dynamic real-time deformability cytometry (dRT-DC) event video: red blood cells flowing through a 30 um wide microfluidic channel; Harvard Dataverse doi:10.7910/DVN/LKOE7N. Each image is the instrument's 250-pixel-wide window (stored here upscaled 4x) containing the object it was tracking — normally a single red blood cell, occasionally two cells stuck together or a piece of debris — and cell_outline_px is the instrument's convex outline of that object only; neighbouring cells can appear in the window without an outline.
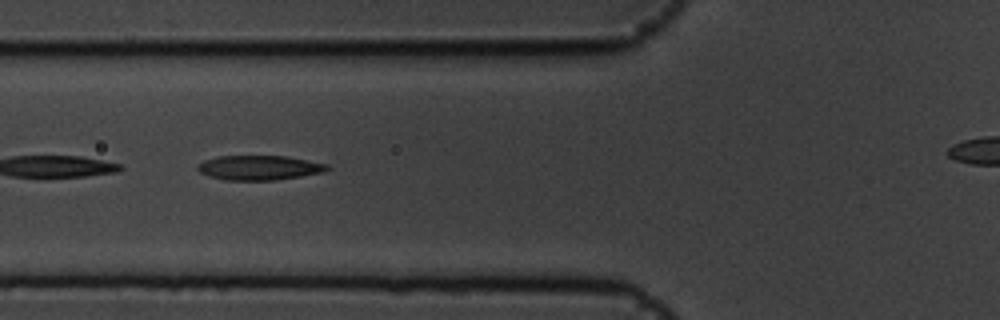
{"species": "common noctule bat (a hibernating species)", "species_latin": "Nyctalus noctula", "temperature_condition": "cold", "stored_images_in_passage": 9, "camera_frame_rate_fps": 3000, "um_per_image_px": 0.085, "animal": {"sex": "male", "body_mass_g": 19.5, "forearm_length_mm": 54.6}, "frame": {"image": 1, "passage_image": 7, "time_ms": 2.0, "image_size_px": [1000, 320], "cell_outline_px": [[328, 168], [324, 172], [276, 180], [224, 180], [208, 176], [200, 172], [196, 168], [196, 164], [204, 160], [220, 156], [284, 156], [308, 160], [328, 164]], "centroid_in_image_um": [21.99, 14.25], "position_along_channel_um": 103.8, "area_um2": 18.55}}